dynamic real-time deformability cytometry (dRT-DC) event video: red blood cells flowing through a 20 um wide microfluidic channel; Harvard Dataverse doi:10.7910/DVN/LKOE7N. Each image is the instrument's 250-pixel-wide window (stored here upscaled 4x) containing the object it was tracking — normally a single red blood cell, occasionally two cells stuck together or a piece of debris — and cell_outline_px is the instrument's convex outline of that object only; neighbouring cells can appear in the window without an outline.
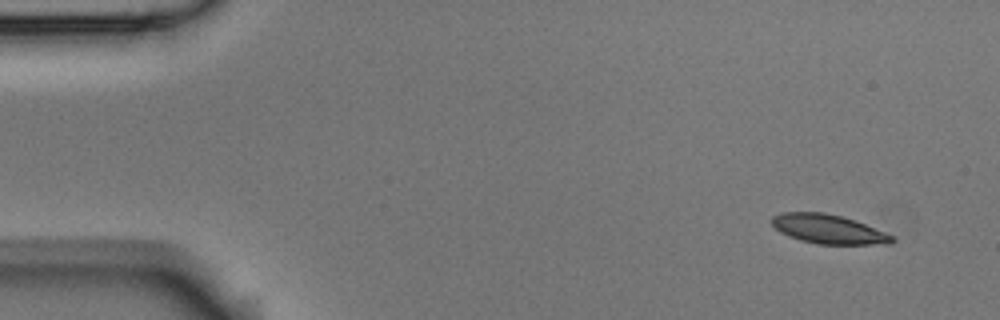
{"species": "Egyptian fruit bat (a non-hibernating species)", "species_latin": "Rousettus aegyptiacus", "temperature_condition": "room temperature", "stored_images_in_passage": 50, "camera_frame_rate_fps": 3000, "um_per_image_px": 0.085, "animal": {"sex": "male"}, "frame": {"image": 1, "passage_image": 1, "time_ms": 0.0, "image_size_px": [1000, 320], "cell_outline_px": [[896, 240], [888, 244], [816, 244], [800, 240], [788, 236], [780, 232], [772, 224], [772, 216], [784, 212], [824, 212], [840, 216], [864, 224], [884, 232], [892, 236]], "centroid_in_image_um": [70.37, 19.48], "position_along_channel_um": 14.6, "area_um2": 20.17}}
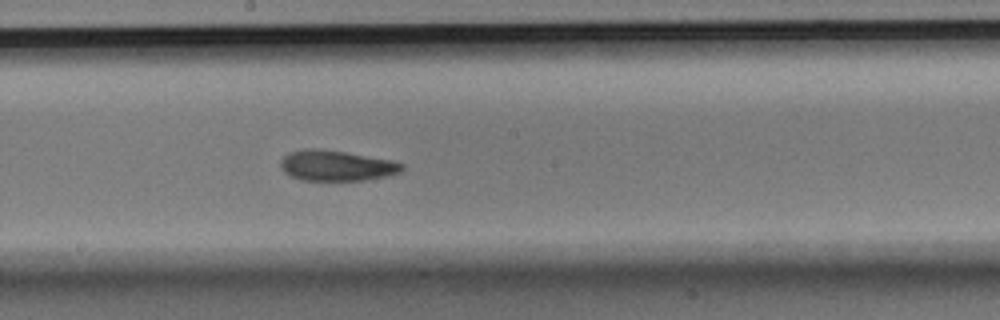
{"frame": {"image": 2, "passage_image": 26, "time_ms": 8.333, "image_size_px": [1000, 320], "cell_outline_px": [[404, 168], [400, 172], [388, 176], [364, 180], [300, 180], [284, 172], [280, 164], [280, 160], [288, 152], [304, 148], [312, 148], [344, 152], [392, 160], [404, 164]], "centroid_in_image_um": [28.59, 14.08], "position_along_channel_um": 219.6, "area_um2": 21.56}}
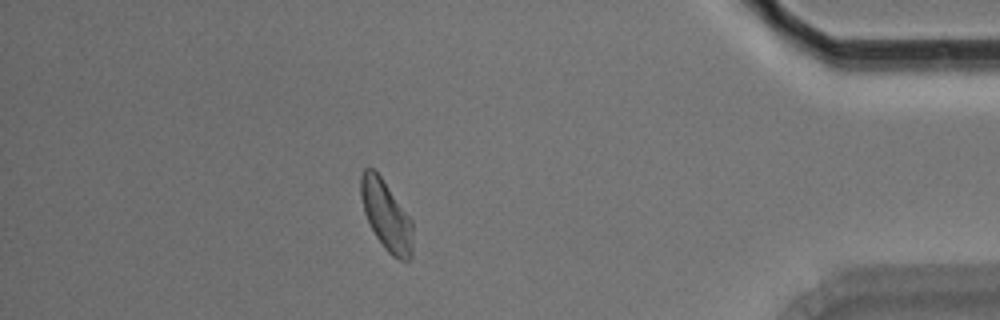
{"frame": {"image": 3, "passage_image": 44, "time_ms": 14.333, "image_size_px": [1000, 320], "cell_outline_px": [[412, 256], [408, 260], [400, 260], [392, 256], [384, 248], [376, 236], [364, 212], [360, 196], [360, 176], [364, 168], [372, 168], [380, 176], [412, 220]], "centroid_in_image_um": [32.82, 18.32], "position_along_channel_um": 402.4, "area_um2": 20.87}, "authors_computed_cell_mechanics": {"area_um2": 21.386, "velocity_mm_per_s": 3.7398, "shape_relaxation_time_tau1_ms": 2.9652, "shape_relaxation_time_tau2_ms": 2.1775, "deformation_change_tau1": 0.1299, "deformation_change_tau2": 0.0921}}